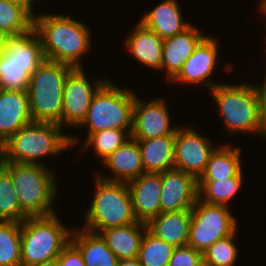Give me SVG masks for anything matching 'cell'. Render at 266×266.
Wrapping results in <instances>:
<instances>
[{
    "instance_id": "1",
    "label": "cell",
    "mask_w": 266,
    "mask_h": 266,
    "mask_svg": "<svg viewBox=\"0 0 266 266\" xmlns=\"http://www.w3.org/2000/svg\"><path fill=\"white\" fill-rule=\"evenodd\" d=\"M33 29L41 40L46 60L82 68L79 58L91 48L90 31L81 22L64 15L34 17Z\"/></svg>"
},
{
    "instance_id": "2",
    "label": "cell",
    "mask_w": 266,
    "mask_h": 266,
    "mask_svg": "<svg viewBox=\"0 0 266 266\" xmlns=\"http://www.w3.org/2000/svg\"><path fill=\"white\" fill-rule=\"evenodd\" d=\"M61 128L58 124L42 122L22 127L2 144V162L40 164L36 161L38 158L58 155L77 141L74 137L62 135Z\"/></svg>"
},
{
    "instance_id": "3",
    "label": "cell",
    "mask_w": 266,
    "mask_h": 266,
    "mask_svg": "<svg viewBox=\"0 0 266 266\" xmlns=\"http://www.w3.org/2000/svg\"><path fill=\"white\" fill-rule=\"evenodd\" d=\"M70 65L44 60L30 76L27 93L33 122L61 126L63 90Z\"/></svg>"
},
{
    "instance_id": "4",
    "label": "cell",
    "mask_w": 266,
    "mask_h": 266,
    "mask_svg": "<svg viewBox=\"0 0 266 266\" xmlns=\"http://www.w3.org/2000/svg\"><path fill=\"white\" fill-rule=\"evenodd\" d=\"M10 174L21 210L28 217L55 214L51 204L55 199V177L43 164L1 162Z\"/></svg>"
},
{
    "instance_id": "5",
    "label": "cell",
    "mask_w": 266,
    "mask_h": 266,
    "mask_svg": "<svg viewBox=\"0 0 266 266\" xmlns=\"http://www.w3.org/2000/svg\"><path fill=\"white\" fill-rule=\"evenodd\" d=\"M207 86H210L229 134L255 132L266 137L260 120L259 101L254 85H223L208 82Z\"/></svg>"
},
{
    "instance_id": "6",
    "label": "cell",
    "mask_w": 266,
    "mask_h": 266,
    "mask_svg": "<svg viewBox=\"0 0 266 266\" xmlns=\"http://www.w3.org/2000/svg\"><path fill=\"white\" fill-rule=\"evenodd\" d=\"M53 214L28 217L21 222V264L33 266L57 259L70 242L71 230Z\"/></svg>"
},
{
    "instance_id": "7",
    "label": "cell",
    "mask_w": 266,
    "mask_h": 266,
    "mask_svg": "<svg viewBox=\"0 0 266 266\" xmlns=\"http://www.w3.org/2000/svg\"><path fill=\"white\" fill-rule=\"evenodd\" d=\"M96 179V191L86 213L84 229L99 234L111 227L138 222L127 183L107 181L98 176Z\"/></svg>"
},
{
    "instance_id": "8",
    "label": "cell",
    "mask_w": 266,
    "mask_h": 266,
    "mask_svg": "<svg viewBox=\"0 0 266 266\" xmlns=\"http://www.w3.org/2000/svg\"><path fill=\"white\" fill-rule=\"evenodd\" d=\"M135 95L107 80L94 94L86 118L81 125H88V136L107 129H128L133 127Z\"/></svg>"
},
{
    "instance_id": "9",
    "label": "cell",
    "mask_w": 266,
    "mask_h": 266,
    "mask_svg": "<svg viewBox=\"0 0 266 266\" xmlns=\"http://www.w3.org/2000/svg\"><path fill=\"white\" fill-rule=\"evenodd\" d=\"M198 199L191 209V223L187 245L203 252L214 242L227 237L236 228V218L227 205L208 204Z\"/></svg>"
},
{
    "instance_id": "10",
    "label": "cell",
    "mask_w": 266,
    "mask_h": 266,
    "mask_svg": "<svg viewBox=\"0 0 266 266\" xmlns=\"http://www.w3.org/2000/svg\"><path fill=\"white\" fill-rule=\"evenodd\" d=\"M177 128L175 132L174 168L193 175L197 180L205 171L212 148L208 138L194 129Z\"/></svg>"
},
{
    "instance_id": "11",
    "label": "cell",
    "mask_w": 266,
    "mask_h": 266,
    "mask_svg": "<svg viewBox=\"0 0 266 266\" xmlns=\"http://www.w3.org/2000/svg\"><path fill=\"white\" fill-rule=\"evenodd\" d=\"M82 69L75 68L65 81L61 127L63 122L73 127L79 126L86 118L94 94L107 81L106 79L100 80L94 87Z\"/></svg>"
},
{
    "instance_id": "12",
    "label": "cell",
    "mask_w": 266,
    "mask_h": 266,
    "mask_svg": "<svg viewBox=\"0 0 266 266\" xmlns=\"http://www.w3.org/2000/svg\"><path fill=\"white\" fill-rule=\"evenodd\" d=\"M160 173L161 213L191 210L198 200V180L193 175L175 168Z\"/></svg>"
},
{
    "instance_id": "13",
    "label": "cell",
    "mask_w": 266,
    "mask_h": 266,
    "mask_svg": "<svg viewBox=\"0 0 266 266\" xmlns=\"http://www.w3.org/2000/svg\"><path fill=\"white\" fill-rule=\"evenodd\" d=\"M165 102L160 99L148 104L135 99L131 138L145 140L167 135H175L177 128L170 127V117Z\"/></svg>"
},
{
    "instance_id": "14",
    "label": "cell",
    "mask_w": 266,
    "mask_h": 266,
    "mask_svg": "<svg viewBox=\"0 0 266 266\" xmlns=\"http://www.w3.org/2000/svg\"><path fill=\"white\" fill-rule=\"evenodd\" d=\"M135 217L139 222L148 223L161 213V173L145 172L127 183Z\"/></svg>"
},
{
    "instance_id": "15",
    "label": "cell",
    "mask_w": 266,
    "mask_h": 266,
    "mask_svg": "<svg viewBox=\"0 0 266 266\" xmlns=\"http://www.w3.org/2000/svg\"><path fill=\"white\" fill-rule=\"evenodd\" d=\"M32 122L27 91L0 89V144Z\"/></svg>"
},
{
    "instance_id": "16",
    "label": "cell",
    "mask_w": 266,
    "mask_h": 266,
    "mask_svg": "<svg viewBox=\"0 0 266 266\" xmlns=\"http://www.w3.org/2000/svg\"><path fill=\"white\" fill-rule=\"evenodd\" d=\"M194 26L163 40L162 66L169 80H173L192 55L196 46L204 38Z\"/></svg>"
},
{
    "instance_id": "17",
    "label": "cell",
    "mask_w": 266,
    "mask_h": 266,
    "mask_svg": "<svg viewBox=\"0 0 266 266\" xmlns=\"http://www.w3.org/2000/svg\"><path fill=\"white\" fill-rule=\"evenodd\" d=\"M217 44L215 39L205 36L172 81L189 84L206 82L216 65L218 58Z\"/></svg>"
},
{
    "instance_id": "18",
    "label": "cell",
    "mask_w": 266,
    "mask_h": 266,
    "mask_svg": "<svg viewBox=\"0 0 266 266\" xmlns=\"http://www.w3.org/2000/svg\"><path fill=\"white\" fill-rule=\"evenodd\" d=\"M103 162L117 177L107 178V176L98 175V177L107 181L129 183L145 173L138 141L131 137L115 152L104 159Z\"/></svg>"
},
{
    "instance_id": "19",
    "label": "cell",
    "mask_w": 266,
    "mask_h": 266,
    "mask_svg": "<svg viewBox=\"0 0 266 266\" xmlns=\"http://www.w3.org/2000/svg\"><path fill=\"white\" fill-rule=\"evenodd\" d=\"M190 223L191 210L162 212L147 223V229L168 244L181 247L188 243Z\"/></svg>"
},
{
    "instance_id": "20",
    "label": "cell",
    "mask_w": 266,
    "mask_h": 266,
    "mask_svg": "<svg viewBox=\"0 0 266 266\" xmlns=\"http://www.w3.org/2000/svg\"><path fill=\"white\" fill-rule=\"evenodd\" d=\"M147 229V224L136 222L123 226H116L105 229L99 234L105 240L108 248L119 259L137 258L143 234Z\"/></svg>"
},
{
    "instance_id": "21",
    "label": "cell",
    "mask_w": 266,
    "mask_h": 266,
    "mask_svg": "<svg viewBox=\"0 0 266 266\" xmlns=\"http://www.w3.org/2000/svg\"><path fill=\"white\" fill-rule=\"evenodd\" d=\"M140 22L163 40L185 31L191 24L183 22L176 0H165L149 11Z\"/></svg>"
},
{
    "instance_id": "22",
    "label": "cell",
    "mask_w": 266,
    "mask_h": 266,
    "mask_svg": "<svg viewBox=\"0 0 266 266\" xmlns=\"http://www.w3.org/2000/svg\"><path fill=\"white\" fill-rule=\"evenodd\" d=\"M126 46L137 61L149 67L161 69L163 39L141 22L126 39Z\"/></svg>"
},
{
    "instance_id": "23",
    "label": "cell",
    "mask_w": 266,
    "mask_h": 266,
    "mask_svg": "<svg viewBox=\"0 0 266 266\" xmlns=\"http://www.w3.org/2000/svg\"><path fill=\"white\" fill-rule=\"evenodd\" d=\"M137 141L144 172L160 173L174 168L175 135Z\"/></svg>"
},
{
    "instance_id": "24",
    "label": "cell",
    "mask_w": 266,
    "mask_h": 266,
    "mask_svg": "<svg viewBox=\"0 0 266 266\" xmlns=\"http://www.w3.org/2000/svg\"><path fill=\"white\" fill-rule=\"evenodd\" d=\"M70 241L82 253L86 266H117L119 259L100 234L85 229L74 230Z\"/></svg>"
},
{
    "instance_id": "25",
    "label": "cell",
    "mask_w": 266,
    "mask_h": 266,
    "mask_svg": "<svg viewBox=\"0 0 266 266\" xmlns=\"http://www.w3.org/2000/svg\"><path fill=\"white\" fill-rule=\"evenodd\" d=\"M2 54L18 65H40L45 60L41 40L34 29L9 37Z\"/></svg>"
},
{
    "instance_id": "26",
    "label": "cell",
    "mask_w": 266,
    "mask_h": 266,
    "mask_svg": "<svg viewBox=\"0 0 266 266\" xmlns=\"http://www.w3.org/2000/svg\"><path fill=\"white\" fill-rule=\"evenodd\" d=\"M241 149L219 146L211 153L205 171L198 180H222L235 177L242 169Z\"/></svg>"
},
{
    "instance_id": "27",
    "label": "cell",
    "mask_w": 266,
    "mask_h": 266,
    "mask_svg": "<svg viewBox=\"0 0 266 266\" xmlns=\"http://www.w3.org/2000/svg\"><path fill=\"white\" fill-rule=\"evenodd\" d=\"M242 177L241 170L229 179L198 180V199L204 198L203 202L208 204L226 205L240 189Z\"/></svg>"
},
{
    "instance_id": "28",
    "label": "cell",
    "mask_w": 266,
    "mask_h": 266,
    "mask_svg": "<svg viewBox=\"0 0 266 266\" xmlns=\"http://www.w3.org/2000/svg\"><path fill=\"white\" fill-rule=\"evenodd\" d=\"M0 266H22L21 222L0 220Z\"/></svg>"
},
{
    "instance_id": "29",
    "label": "cell",
    "mask_w": 266,
    "mask_h": 266,
    "mask_svg": "<svg viewBox=\"0 0 266 266\" xmlns=\"http://www.w3.org/2000/svg\"><path fill=\"white\" fill-rule=\"evenodd\" d=\"M34 17L22 6L0 0V30L10 37L30 32Z\"/></svg>"
},
{
    "instance_id": "30",
    "label": "cell",
    "mask_w": 266,
    "mask_h": 266,
    "mask_svg": "<svg viewBox=\"0 0 266 266\" xmlns=\"http://www.w3.org/2000/svg\"><path fill=\"white\" fill-rule=\"evenodd\" d=\"M174 249L173 245L146 229L137 258L142 266H168Z\"/></svg>"
},
{
    "instance_id": "31",
    "label": "cell",
    "mask_w": 266,
    "mask_h": 266,
    "mask_svg": "<svg viewBox=\"0 0 266 266\" xmlns=\"http://www.w3.org/2000/svg\"><path fill=\"white\" fill-rule=\"evenodd\" d=\"M39 65H18L0 53V89L27 91L30 76Z\"/></svg>"
},
{
    "instance_id": "32",
    "label": "cell",
    "mask_w": 266,
    "mask_h": 266,
    "mask_svg": "<svg viewBox=\"0 0 266 266\" xmlns=\"http://www.w3.org/2000/svg\"><path fill=\"white\" fill-rule=\"evenodd\" d=\"M28 216L21 210L10 174L0 165V220L22 222Z\"/></svg>"
},
{
    "instance_id": "33",
    "label": "cell",
    "mask_w": 266,
    "mask_h": 266,
    "mask_svg": "<svg viewBox=\"0 0 266 266\" xmlns=\"http://www.w3.org/2000/svg\"><path fill=\"white\" fill-rule=\"evenodd\" d=\"M124 131L126 130L107 129L94 132L87 136L83 148L86 150L92 145L97 155L104 160L113 152H115L120 146H122L127 141V137H131L130 134L126 135Z\"/></svg>"
},
{
    "instance_id": "34",
    "label": "cell",
    "mask_w": 266,
    "mask_h": 266,
    "mask_svg": "<svg viewBox=\"0 0 266 266\" xmlns=\"http://www.w3.org/2000/svg\"><path fill=\"white\" fill-rule=\"evenodd\" d=\"M234 235L219 239L203 251L204 266H234L238 258Z\"/></svg>"
},
{
    "instance_id": "35",
    "label": "cell",
    "mask_w": 266,
    "mask_h": 266,
    "mask_svg": "<svg viewBox=\"0 0 266 266\" xmlns=\"http://www.w3.org/2000/svg\"><path fill=\"white\" fill-rule=\"evenodd\" d=\"M168 266H204L203 252L189 245L175 247Z\"/></svg>"
},
{
    "instance_id": "36",
    "label": "cell",
    "mask_w": 266,
    "mask_h": 266,
    "mask_svg": "<svg viewBox=\"0 0 266 266\" xmlns=\"http://www.w3.org/2000/svg\"><path fill=\"white\" fill-rule=\"evenodd\" d=\"M57 266H86L82 253L70 241L58 256Z\"/></svg>"
},
{
    "instance_id": "37",
    "label": "cell",
    "mask_w": 266,
    "mask_h": 266,
    "mask_svg": "<svg viewBox=\"0 0 266 266\" xmlns=\"http://www.w3.org/2000/svg\"><path fill=\"white\" fill-rule=\"evenodd\" d=\"M259 101L260 120L264 131L266 132V78L264 84L257 87L254 85Z\"/></svg>"
},
{
    "instance_id": "38",
    "label": "cell",
    "mask_w": 266,
    "mask_h": 266,
    "mask_svg": "<svg viewBox=\"0 0 266 266\" xmlns=\"http://www.w3.org/2000/svg\"><path fill=\"white\" fill-rule=\"evenodd\" d=\"M12 4L18 5V6H22L24 7L33 17H35L36 15L33 14V10H32V1L33 0H6Z\"/></svg>"
},
{
    "instance_id": "39",
    "label": "cell",
    "mask_w": 266,
    "mask_h": 266,
    "mask_svg": "<svg viewBox=\"0 0 266 266\" xmlns=\"http://www.w3.org/2000/svg\"><path fill=\"white\" fill-rule=\"evenodd\" d=\"M117 266H142L138 258L119 260Z\"/></svg>"
},
{
    "instance_id": "40",
    "label": "cell",
    "mask_w": 266,
    "mask_h": 266,
    "mask_svg": "<svg viewBox=\"0 0 266 266\" xmlns=\"http://www.w3.org/2000/svg\"><path fill=\"white\" fill-rule=\"evenodd\" d=\"M9 37L10 36L8 34L0 30V53H2V51L5 49Z\"/></svg>"
},
{
    "instance_id": "41",
    "label": "cell",
    "mask_w": 266,
    "mask_h": 266,
    "mask_svg": "<svg viewBox=\"0 0 266 266\" xmlns=\"http://www.w3.org/2000/svg\"><path fill=\"white\" fill-rule=\"evenodd\" d=\"M33 266H57V260L54 259V260L47 261V262H42L40 264H36V265H33Z\"/></svg>"
},
{
    "instance_id": "42",
    "label": "cell",
    "mask_w": 266,
    "mask_h": 266,
    "mask_svg": "<svg viewBox=\"0 0 266 266\" xmlns=\"http://www.w3.org/2000/svg\"><path fill=\"white\" fill-rule=\"evenodd\" d=\"M261 10L262 12H264V14L266 13V0H262V4H261ZM266 15V14H265Z\"/></svg>"
},
{
    "instance_id": "43",
    "label": "cell",
    "mask_w": 266,
    "mask_h": 266,
    "mask_svg": "<svg viewBox=\"0 0 266 266\" xmlns=\"http://www.w3.org/2000/svg\"><path fill=\"white\" fill-rule=\"evenodd\" d=\"M1 162H2V145L0 144V165H1Z\"/></svg>"
}]
</instances>
